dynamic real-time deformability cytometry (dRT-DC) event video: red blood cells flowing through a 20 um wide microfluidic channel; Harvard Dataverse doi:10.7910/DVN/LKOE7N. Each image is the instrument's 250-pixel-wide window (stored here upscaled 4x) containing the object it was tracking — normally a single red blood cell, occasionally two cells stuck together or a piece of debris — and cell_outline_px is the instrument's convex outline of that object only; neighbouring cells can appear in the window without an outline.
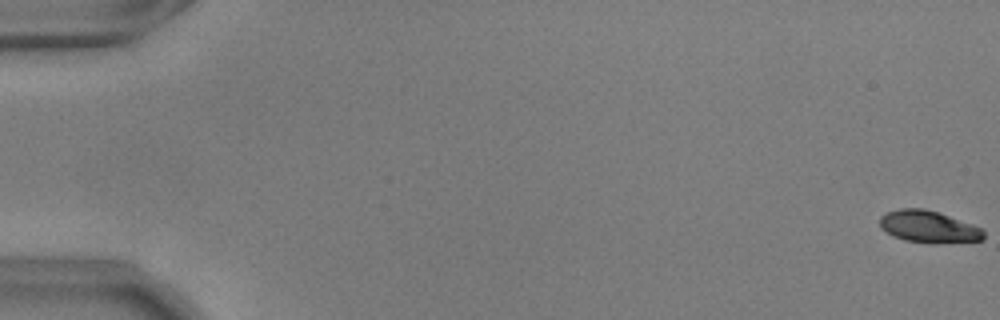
{"species": "common noctule bat (a hibernating species)", "species_latin": "Nyctalus noctula", "temperature_condition": "warm", "stored_images_in_passage": 57, "camera_frame_rate_fps": 3000, "um_per_image_px": 0.085, "animal": {"sex": "male", "body_mass_g": 17.9, "forearm_length_mm": 54.2}, "frame": {"image": 1, "passage_image": 1, "time_ms": 0.0, "image_size_px": [1000, 320], "cell_outline_px": [[984, 240], [904, 240], [892, 236], [880, 228], [880, 216], [888, 212], [900, 208], [924, 208], [940, 212], [972, 224], [980, 228], [984, 232]], "centroid_in_image_um": [78.86, 19.2], "position_along_channel_um": 6.1, "area_um2": 18.44}}
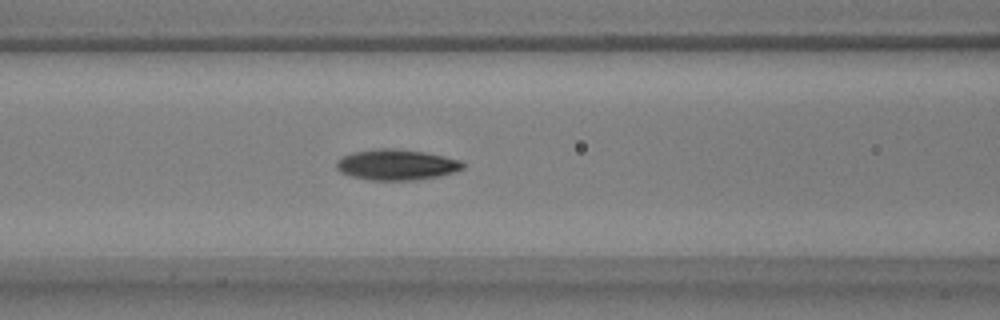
{"frame": {"image": 2, "passage_image": 25, "time_ms": 8.0, "image_size_px": [1000, 320], "cell_outline_px": [[464, 168], [440, 176], [412, 180], [368, 180], [352, 176], [340, 172], [336, 168], [336, 160], [352, 152], [380, 148], [392, 148], [424, 152], [444, 156], [460, 160], [464, 164]], "centroid_in_image_um": [33.68, 14.0], "position_along_channel_um": 132.9, "area_um2": 22.54}}
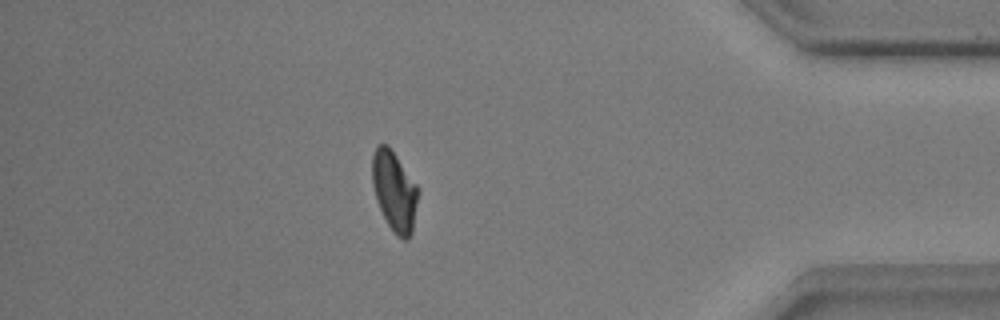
{"frame": {"image": 3, "passage_image": 50, "time_ms": 16.333, "image_size_px": [1000, 320], "cell_outline_px": [[420, 192], [412, 232], [408, 240], [404, 240], [396, 236], [392, 232], [380, 208], [372, 184], [372, 156], [376, 148], [380, 144], [388, 144], [420, 188]], "centroid_in_image_um": [33.56, 16.26], "position_along_channel_um": 401.6, "area_um2": 21.62}, "authors_computed_cell_mechanics": {"area_um2": 21.5016, "velocity_mm_per_s": 3.653, "shape_relaxation_time_tau1_ms": 2.5804, "shape_relaxation_time_tau2_ms": 2.7771, "deformation_change_tau1": 0.1481, "deformation_change_tau2": 0.0591}}